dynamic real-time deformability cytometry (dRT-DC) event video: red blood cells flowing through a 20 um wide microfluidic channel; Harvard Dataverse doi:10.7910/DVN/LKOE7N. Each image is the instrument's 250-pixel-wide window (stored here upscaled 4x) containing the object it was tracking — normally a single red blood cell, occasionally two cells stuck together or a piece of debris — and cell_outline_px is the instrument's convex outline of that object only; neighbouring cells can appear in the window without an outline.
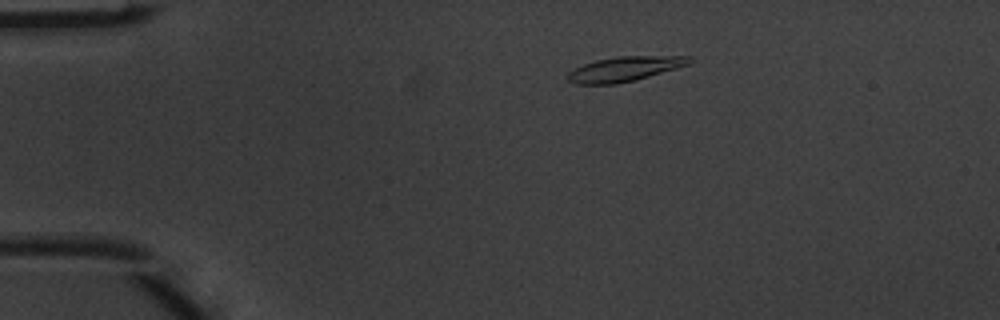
{"species": "common noctule bat (a hibernating species)", "species_latin": "Nyctalus noctula", "temperature_condition": "warm", "stored_images_in_passage": 6, "camera_frame_rate_fps": 3000, "um_per_image_px": 0.085, "animal": {"sex": "male", "body_mass_g": 20.1, "forearm_length_mm": 53.5}, "frame": {"image": 1, "passage_image": 6, "time_ms": 1.667, "image_size_px": [1000, 320], "cell_outline_px": [[692, 60], [688, 64], [676, 68], [636, 80], [616, 84], [576, 84], [568, 80], [568, 72], [584, 64], [596, 60], [616, 56], [692, 56]], "centroid_in_image_um": [53.09, 5.86], "position_along_channel_um": 31.9, "area_um2": 17.4}}